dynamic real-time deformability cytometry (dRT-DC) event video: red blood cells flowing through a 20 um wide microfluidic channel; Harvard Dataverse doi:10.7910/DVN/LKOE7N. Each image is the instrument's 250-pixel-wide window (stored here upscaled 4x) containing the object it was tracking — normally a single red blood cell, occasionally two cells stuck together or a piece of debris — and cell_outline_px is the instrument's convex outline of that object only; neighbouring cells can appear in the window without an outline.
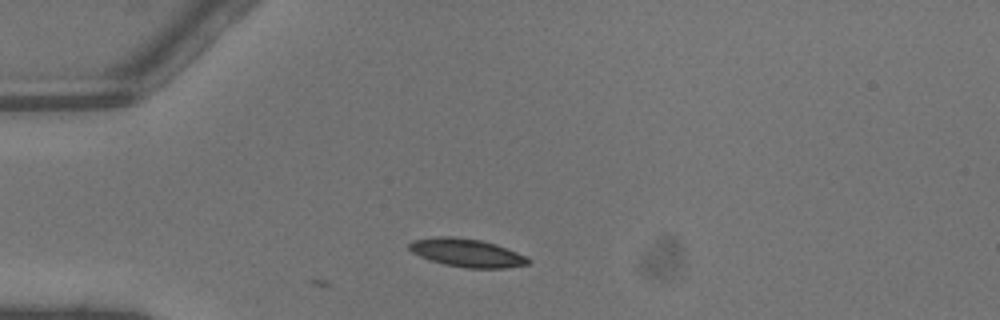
{"species": "common noctule bat (a hibernating species)", "species_latin": "Nyctalus noctula", "temperature_condition": "warm", "stored_images_in_passage": 2, "camera_frame_rate_fps": 3000, "um_per_image_px": 0.085, "animal": {"sex": "male", "body_mass_g": 13.3}, "frame": {"image": 1, "passage_image": 1, "time_ms": 0.0, "image_size_px": [1000, 320], "cell_outline_px": [[532, 260], [528, 264], [504, 268], [464, 268], [444, 264], [428, 260], [412, 252], [408, 248], [408, 244], [412, 240], [436, 236], [452, 236], [480, 240], [496, 244], [516, 252]], "centroid_in_image_um": [39.64, 21.49], "position_along_channel_um": 45.4, "area_um2": 19.59}}